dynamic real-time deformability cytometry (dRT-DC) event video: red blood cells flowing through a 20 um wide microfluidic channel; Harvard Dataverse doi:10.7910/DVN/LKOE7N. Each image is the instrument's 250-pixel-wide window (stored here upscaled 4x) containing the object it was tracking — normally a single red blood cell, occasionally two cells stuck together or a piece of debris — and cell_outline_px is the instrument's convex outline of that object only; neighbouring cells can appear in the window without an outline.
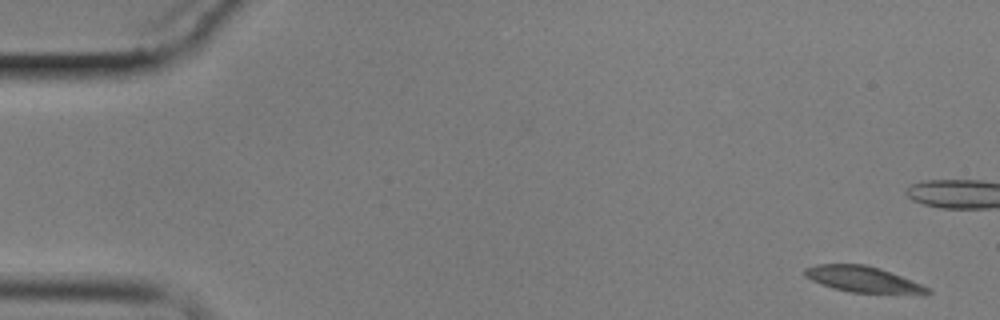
{"species": "common noctule bat (a hibernating species)", "species_latin": "Nyctalus noctula", "temperature_condition": "cold", "stored_images_in_passage": 5, "camera_frame_rate_fps": 3000, "um_per_image_px": 0.085, "animal": {"sex": "male", "body_mass_g": 17.9}, "frame": {"image": 1, "passage_image": 1, "time_ms": 0.0, "image_size_px": [1000, 320], "cell_outline_px": [[932, 292], [924, 296], [852, 292], [836, 288], [812, 280], [804, 276], [804, 268], [816, 264], [864, 264], [880, 268], [920, 284], [928, 288]], "centroid_in_image_um": [73.43, 23.77], "position_along_channel_um": 11.6, "area_um2": 18.73}}